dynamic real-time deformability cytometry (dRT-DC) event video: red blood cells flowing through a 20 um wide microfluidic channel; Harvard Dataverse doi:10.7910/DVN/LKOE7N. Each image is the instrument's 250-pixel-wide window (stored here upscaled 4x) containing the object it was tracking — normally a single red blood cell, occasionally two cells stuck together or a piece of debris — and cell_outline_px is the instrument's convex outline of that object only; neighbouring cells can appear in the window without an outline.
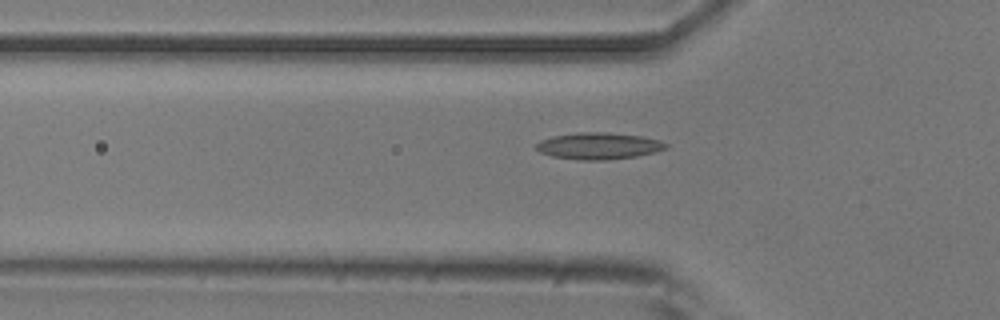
{"species": "common noctule bat (a hibernating species)", "species_latin": "Nyctalus noctula", "temperature_condition": "room temperature", "stored_images_in_passage": 47, "camera_frame_rate_fps": 3000, "um_per_image_px": 0.085, "animal": {"sex": "male", "body_mass_g": 20.5, "forearm_length_mm": 52.5}, "frame": {"image": 1, "passage_image": 17, "time_ms": 5.333, "image_size_px": [1000, 320], "cell_outline_px": [[668, 148], [656, 152], [636, 156], [604, 160], [576, 160], [552, 156], [540, 152], [536, 148], [536, 144], [540, 140], [552, 136], [580, 132], [604, 132], [644, 136], [660, 140], [668, 144]], "centroid_in_image_um": [50.91, 12.4], "position_along_channel_um": 74.9, "area_um2": 20.29}}
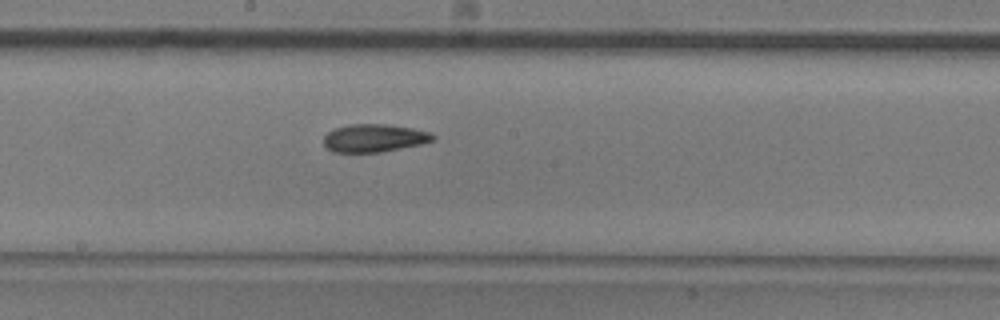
{"frame": {"image": 2, "passage_image": 28, "time_ms": 9.0, "image_size_px": [1000, 320], "cell_outline_px": [[436, 136], [432, 140], [420, 144], [380, 152], [332, 152], [324, 144], [324, 136], [332, 128], [348, 124], [384, 124], [412, 128], [432, 132]], "centroid_in_image_um": [31.78, 11.72], "position_along_channel_um": 216.4, "area_um2": 17.74}}
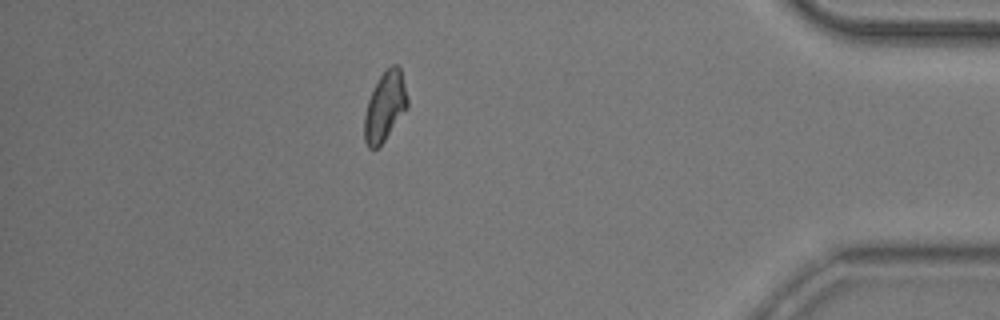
{"frame": {"image": 3, "passage_image": 46, "time_ms": 15.0, "image_size_px": [1000, 320], "cell_outline_px": [[408, 108], [384, 140], [376, 148], [368, 148], [364, 140], [364, 116], [368, 100], [380, 76], [392, 64], [396, 64], [400, 68], [408, 100]], "centroid_in_image_um": [32.72, 9.06], "position_along_channel_um": 402.5, "area_um2": 17.11}}